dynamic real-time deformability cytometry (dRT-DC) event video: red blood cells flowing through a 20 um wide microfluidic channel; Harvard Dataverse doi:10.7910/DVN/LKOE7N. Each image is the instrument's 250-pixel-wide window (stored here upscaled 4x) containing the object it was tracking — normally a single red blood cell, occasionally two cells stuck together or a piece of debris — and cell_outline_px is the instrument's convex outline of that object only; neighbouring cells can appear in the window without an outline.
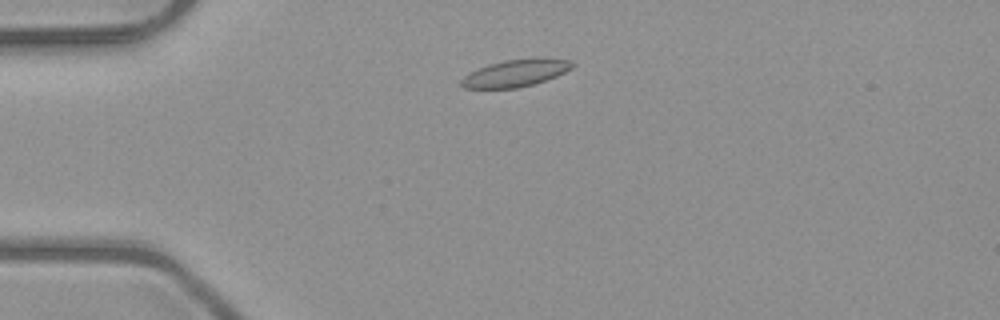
{"species": "common noctule bat (a hibernating species)", "species_latin": "Nyctalus noctula", "temperature_condition": "room temperature", "stored_images_in_passage": 46, "camera_frame_rate_fps": 3000, "um_per_image_px": 0.085, "animal": {"sex": "male", "body_mass_g": 23.1, "forearm_length_mm": 52.7}, "frame": {"image": 1, "passage_image": 7, "time_ms": 2.0, "image_size_px": [1000, 320], "cell_outline_px": [[576, 64], [572, 68], [556, 76], [532, 84], [516, 88], [464, 88], [460, 84], [460, 80], [464, 76], [488, 64], [504, 60], [544, 56], [572, 60]], "centroid_in_image_um": [43.89, 6.18], "position_along_channel_um": 41.1, "area_um2": 17.74}}
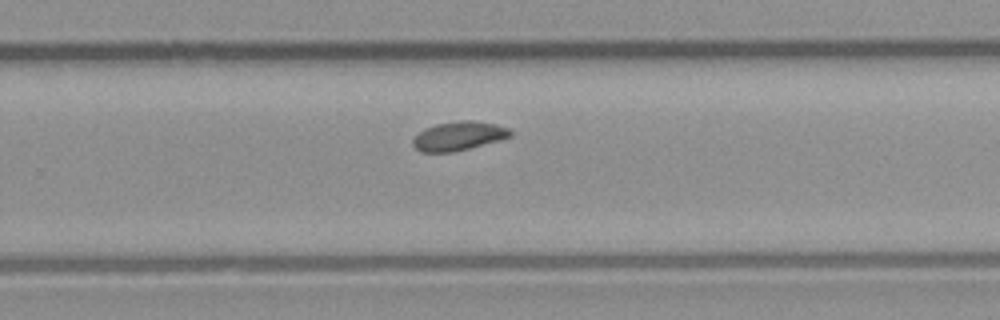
{"frame": {"image": 2, "passage_image": 28, "time_ms": 9.0, "image_size_px": [1000, 320], "cell_outline_px": [[512, 136], [500, 140], [452, 152], [420, 152], [412, 144], [412, 140], [424, 128], [436, 124], [460, 120], [476, 120], [496, 124], [508, 128], [512, 132]], "centroid_in_image_um": [38.99, 11.55], "position_along_channel_um": 290.8, "area_um2": 16.42}}
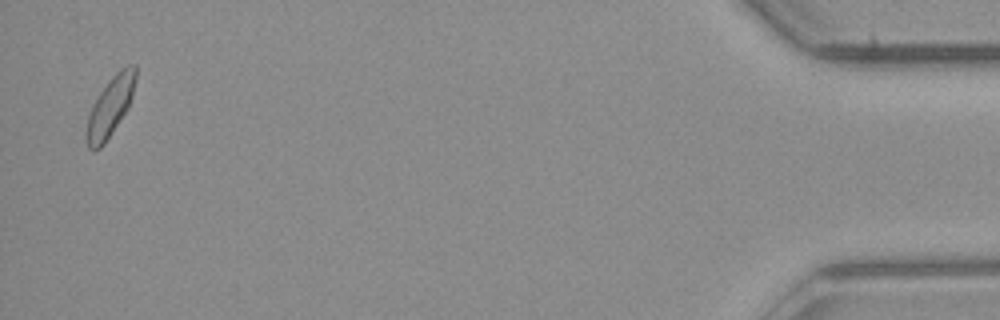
{"frame": {"image": 3, "passage_image": 45, "time_ms": 14.667, "image_size_px": [1000, 320], "cell_outline_px": [[136, 76], [132, 96], [128, 108], [104, 144], [100, 148], [88, 148], [88, 116], [100, 92], [108, 80], [120, 68], [128, 64], [136, 64]], "centroid_in_image_um": [9.43, 8.98], "position_along_channel_um": 425.8, "area_um2": 16.42}, "authors_computed_cell_mechanics": {"area_um2": 16.473, "velocity_mm_per_s": 3.9942, "shape_relaxation_time_tau1_ms": null, "shape_relaxation_time_tau2_ms": 1.9773, "deformation_change_tau1": null, "deformation_change_tau2": 0.0557}}